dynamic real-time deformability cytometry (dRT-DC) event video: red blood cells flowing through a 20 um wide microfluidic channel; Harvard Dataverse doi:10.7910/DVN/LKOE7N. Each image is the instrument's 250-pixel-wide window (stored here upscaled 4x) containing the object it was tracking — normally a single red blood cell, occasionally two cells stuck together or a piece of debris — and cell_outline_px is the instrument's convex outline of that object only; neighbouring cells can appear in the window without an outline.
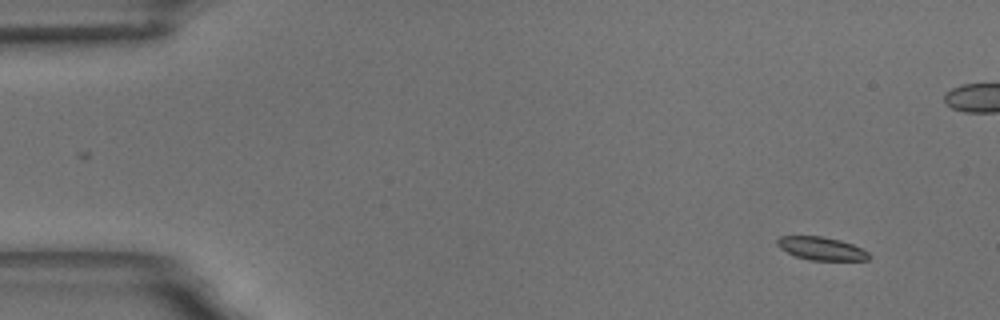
{"species": "common noctule bat (a hibernating species)", "species_latin": "Nyctalus noctula", "temperature_condition": "room temperature", "stored_images_in_passage": 7, "camera_frame_rate_fps": 3000, "um_per_image_px": 0.085, "animal": {"sex": "male", "body_mass_g": 18.8}, "frame": {"image": 1, "passage_image": 1, "time_ms": 0.0, "image_size_px": [1000, 320], "cell_outline_px": [[872, 256], [868, 260], [808, 260], [796, 256], [780, 248], [776, 244], [776, 240], [780, 236], [824, 236], [840, 240], [852, 244], [868, 252]], "centroid_in_image_um": [69.82, 21.12], "position_along_channel_um": 15.2, "area_um2": 12.37}}